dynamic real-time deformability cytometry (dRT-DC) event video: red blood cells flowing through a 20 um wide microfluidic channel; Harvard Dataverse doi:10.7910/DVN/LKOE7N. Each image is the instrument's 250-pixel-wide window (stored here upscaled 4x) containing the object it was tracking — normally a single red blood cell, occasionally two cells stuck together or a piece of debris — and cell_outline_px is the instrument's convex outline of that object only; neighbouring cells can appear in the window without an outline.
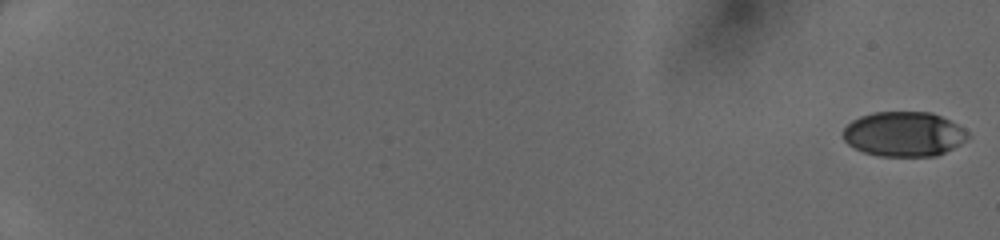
{"species": "human", "species_latin": "Homo sapiens", "temperature_condition": "cold", "stored_images_in_passage": 49, "camera_frame_rate_fps": 3000, "um_per_image_px": 0.085, "donor": {"sex": "female"}, "frame": {"image": 1, "passage_image": 1, "time_ms": 0.0, "image_size_px": [1000, 240], "cell_outline_px": [[968, 136], [960, 144], [936, 156], [880, 156], [864, 152], [848, 144], [844, 140], [844, 128], [852, 120], [860, 116], [872, 112], [932, 112], [964, 128], [968, 132]], "centroid_in_image_um": [76.81, 11.39], "position_along_channel_um": 8.2, "area_um2": 32.31}}
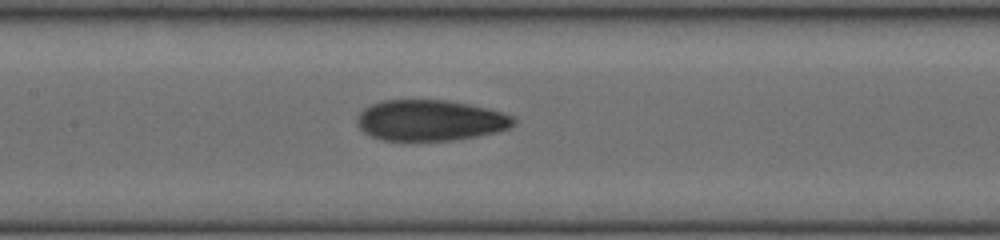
{"frame": {"image": 2, "passage_image": 27, "time_ms": 8.667, "image_size_px": [1000, 240], "cell_outline_px": [[516, 124], [508, 128], [496, 132], [476, 136], [452, 140], [384, 140], [372, 136], [364, 132], [360, 128], [356, 120], [356, 116], [364, 108], [380, 100], [444, 100], [468, 104], [516, 116]], "centroid_in_image_um": [36.56, 10.22], "position_along_channel_um": 170.8, "area_um2": 37.11}}
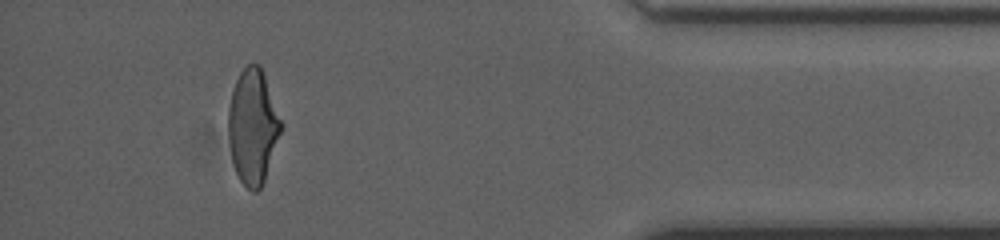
{"frame": {"image": 3, "passage_image": 46, "time_ms": 15.0, "image_size_px": [1000, 240], "cell_outline_px": [[284, 124], [264, 180], [260, 188], [256, 192], [252, 192], [240, 180], [236, 172], [232, 160], [228, 140], [228, 108], [232, 92], [236, 80], [240, 72], [248, 64], [260, 64], [264, 72]], "centroid_in_image_um": [21.5, 10.73], "position_along_channel_um": 413.7, "area_um2": 35.49}}